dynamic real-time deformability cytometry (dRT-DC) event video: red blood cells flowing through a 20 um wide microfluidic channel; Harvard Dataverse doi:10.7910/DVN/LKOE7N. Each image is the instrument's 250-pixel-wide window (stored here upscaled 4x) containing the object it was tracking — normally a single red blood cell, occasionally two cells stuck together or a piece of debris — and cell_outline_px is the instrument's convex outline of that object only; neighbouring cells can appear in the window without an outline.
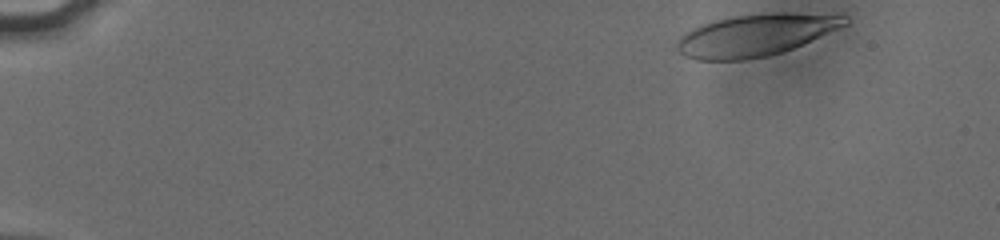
{"species": "human", "species_latin": "Homo sapiens", "temperature_condition": "cold", "stored_images_in_passage": 50, "camera_frame_rate_fps": 3000, "um_per_image_px": 0.085, "donor": {"sex": "male"}, "frame": {"image": 1, "passage_image": 1, "time_ms": 0.0, "image_size_px": [1000, 240], "cell_outline_px": [[848, 24], [792, 48], [768, 56], [744, 60], [696, 60], [684, 56], [676, 48], [676, 40], [680, 36], [692, 28], [700, 24], [712, 20], [732, 16], [764, 12], [784, 12], [848, 16]], "centroid_in_image_um": [64.15, 2.97], "position_along_channel_um": 20.9, "area_um2": 41.15}}
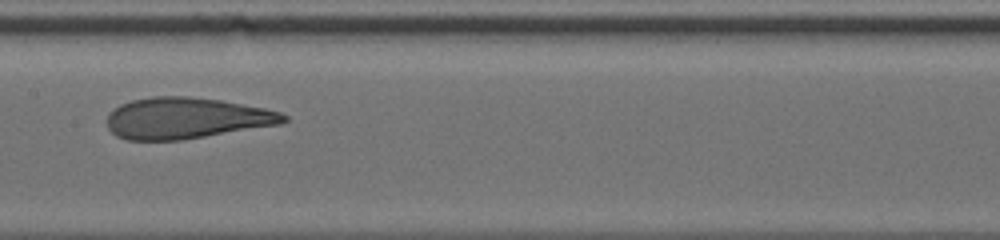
{"frame": {"image": 2, "passage_image": 25, "time_ms": 8.0, "image_size_px": [1000, 240], "cell_outline_px": [[288, 120], [280, 124], [180, 140], [128, 140], [116, 136], [108, 128], [108, 112], [120, 104], [132, 100], [152, 96], [188, 96], [220, 100], [264, 108], [280, 112], [288, 116]], "centroid_in_image_um": [15.8, 10.04], "position_along_channel_um": 191.6, "area_um2": 42.25}}
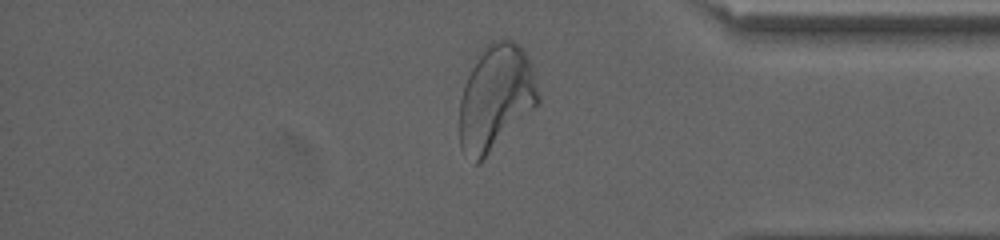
{"frame": {"image": 3, "passage_image": 42, "time_ms": 13.667, "image_size_px": [1000, 240], "cell_outline_px": [[540, 104], [480, 164], [472, 164], [460, 148], [460, 100], [464, 84], [472, 68], [488, 44], [492, 40], [512, 40], [528, 56], [532, 68], [540, 96]], "centroid_in_image_um": [42.15, 8.39], "position_along_channel_um": 393.0, "area_um2": 48.49}, "authors_computed_cell_mechanics": {"area_um2": 42.8298, "velocity_mm_per_s": 3.8067, "shape_relaxation_time_tau1_ms": 5.4272, "shape_relaxation_time_tau2_ms": 0.9761, "deformation_change_tau1": 0.2146, "deformation_change_tau2": 0.0861}}